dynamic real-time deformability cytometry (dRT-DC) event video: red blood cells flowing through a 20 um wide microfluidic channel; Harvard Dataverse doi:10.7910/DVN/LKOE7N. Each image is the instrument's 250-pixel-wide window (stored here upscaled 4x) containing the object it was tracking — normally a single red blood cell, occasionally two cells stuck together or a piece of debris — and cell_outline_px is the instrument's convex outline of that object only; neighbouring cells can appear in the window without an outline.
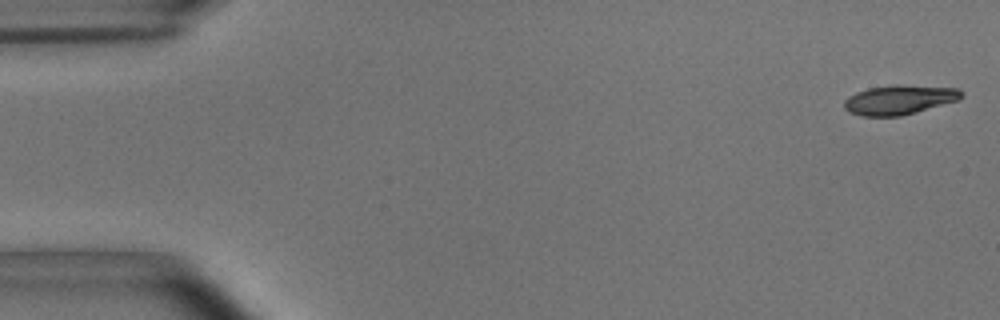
{"species": "common noctule bat (a hibernating species)", "species_latin": "Nyctalus noctula", "temperature_condition": "room temperature", "stored_images_in_passage": 53, "camera_frame_rate_fps": 3000, "um_per_image_px": 0.085, "animal": {"sex": "male", "body_mass_g": 15.6}, "frame": {"image": 1, "passage_image": 1, "time_ms": 0.0, "image_size_px": [1000, 320], "cell_outline_px": [[964, 96], [960, 100], [916, 112], [900, 116], [864, 116], [848, 112], [844, 108], [844, 100], [848, 96], [856, 92], [868, 88], [892, 84], [896, 84], [960, 88], [964, 92]], "centroid_in_image_um": [76.47, 8.47], "position_along_channel_um": 8.5, "area_um2": 20.46}}
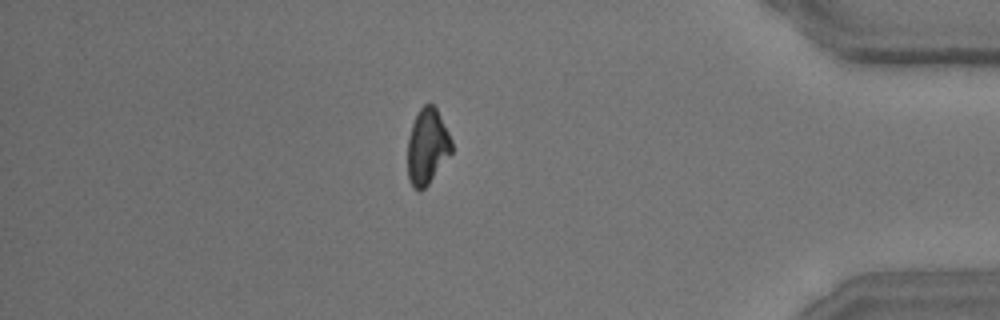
{"frame": {"image": 2, "passage_image": 46, "time_ms": 15.0, "image_size_px": [1000, 320], "cell_outline_px": [[452, 152], [428, 184], [420, 192], [412, 188], [408, 180], [408, 136], [412, 124], [420, 108], [424, 104], [432, 104], [436, 108], [452, 140]], "centroid_in_image_um": [36.3, 12.48], "position_along_channel_um": 398.9, "area_um2": 19.36}}
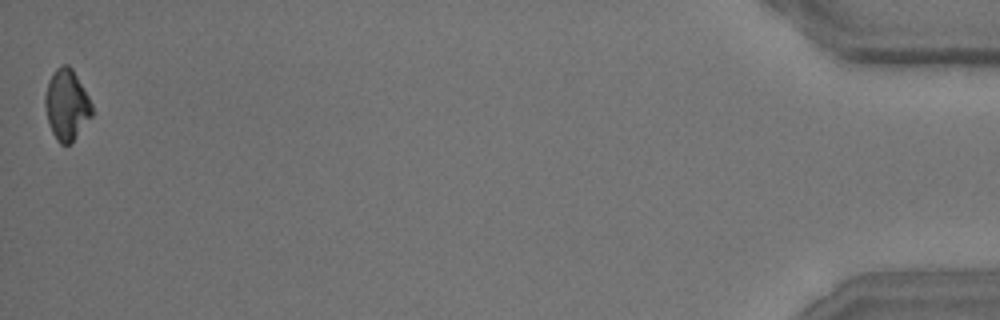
{"frame": {"image": 3, "passage_image": 53, "time_ms": 17.333, "image_size_px": [1000, 320], "cell_outline_px": [[96, 112], [76, 136], [68, 144], [60, 144], [56, 140], [52, 132], [48, 120], [44, 104], [44, 96], [48, 80], [52, 72], [60, 64], [68, 64], [72, 68], [88, 96]], "centroid_in_image_um": [5.67, 8.87], "position_along_channel_um": 429.5, "area_um2": 19.48}, "authors_computed_cell_mechanics": {"area_um2": 20.6346, "velocity_mm_per_s": 3.7031, "shape_relaxation_time_tau1_ms": 3.2947, "shape_relaxation_time_tau2_ms": 5.7833, "deformation_change_tau1": 0.1369, "deformation_change_tau2": 0.1317}}